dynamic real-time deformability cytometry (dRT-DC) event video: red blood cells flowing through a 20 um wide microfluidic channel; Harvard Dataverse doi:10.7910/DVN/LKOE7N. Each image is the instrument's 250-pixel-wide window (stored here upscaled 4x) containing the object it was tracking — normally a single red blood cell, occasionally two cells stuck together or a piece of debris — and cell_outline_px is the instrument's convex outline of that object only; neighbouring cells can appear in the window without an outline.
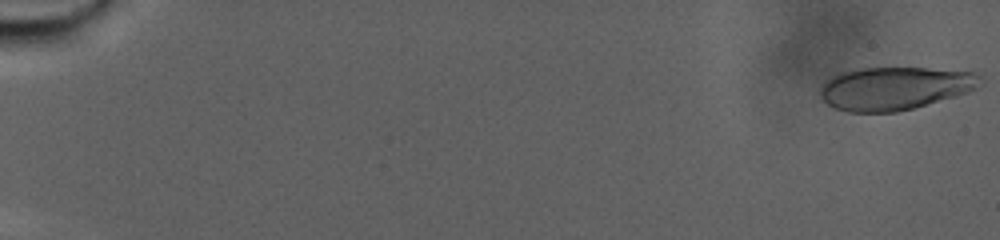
{"species": "human", "species_latin": "Homo sapiens", "temperature_condition": "warm", "stored_images_in_passage": 89, "camera_frame_rate_fps": 3000, "um_per_image_px": 0.085, "donor": {"sex": "male"}, "frame": {"image": 1, "passage_image": 1, "time_ms": 0.0, "image_size_px": [1000, 240], "cell_outline_px": [[984, 84], [968, 92], [956, 96], [912, 108], [896, 112], [848, 112], [836, 108], [828, 104], [820, 96], [820, 88], [832, 76], [840, 72], [860, 68], [928, 68], [972, 72], [980, 76]], "centroid_in_image_um": [76.07, 7.5], "position_along_channel_um": 8.9, "area_um2": 40.0}}
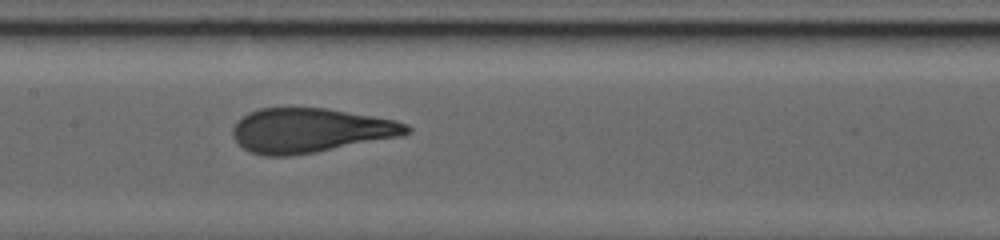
{"frame": {"image": 2, "passage_image": 48, "time_ms": 15.667, "image_size_px": [1000, 240], "cell_outline_px": [[412, 132], [404, 136], [316, 152], [288, 156], [264, 156], [248, 152], [232, 136], [232, 128], [248, 112], [260, 108], [328, 108], [396, 120], [408, 124], [412, 128]], "centroid_in_image_um": [26.43, 11.09], "position_along_channel_um": 181.0, "area_um2": 45.26}}
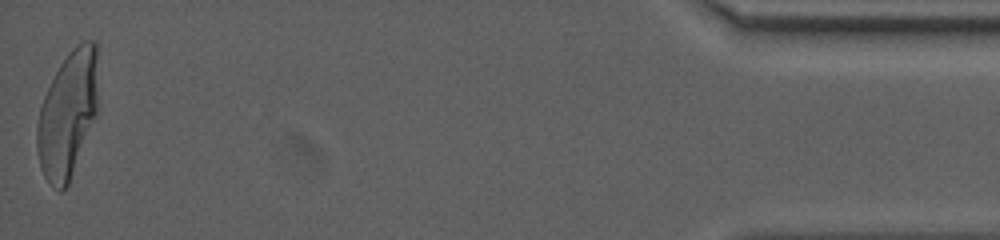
{"frame": {"image": 3, "passage_image": 89, "time_ms": 29.333, "image_size_px": [1000, 240], "cell_outline_px": [[96, 116], [68, 184], [60, 192], [52, 188], [48, 184], [40, 168], [36, 152], [36, 124], [40, 108], [44, 96], [60, 64], [68, 52], [76, 44], [84, 40], [92, 40], [96, 44]], "centroid_in_image_um": [5.71, 9.76], "position_along_channel_um": 429.5, "area_um2": 44.74}, "authors_computed_cell_mechanics": {"area_um2": 44.3326, "velocity_mm_per_s": 2.4028, "shape_relaxation_time_tau1_ms": 10.2474, "shape_relaxation_time_tau2_ms": null, "deformation_change_tau1": 0.3116, "deformation_change_tau2": null}}